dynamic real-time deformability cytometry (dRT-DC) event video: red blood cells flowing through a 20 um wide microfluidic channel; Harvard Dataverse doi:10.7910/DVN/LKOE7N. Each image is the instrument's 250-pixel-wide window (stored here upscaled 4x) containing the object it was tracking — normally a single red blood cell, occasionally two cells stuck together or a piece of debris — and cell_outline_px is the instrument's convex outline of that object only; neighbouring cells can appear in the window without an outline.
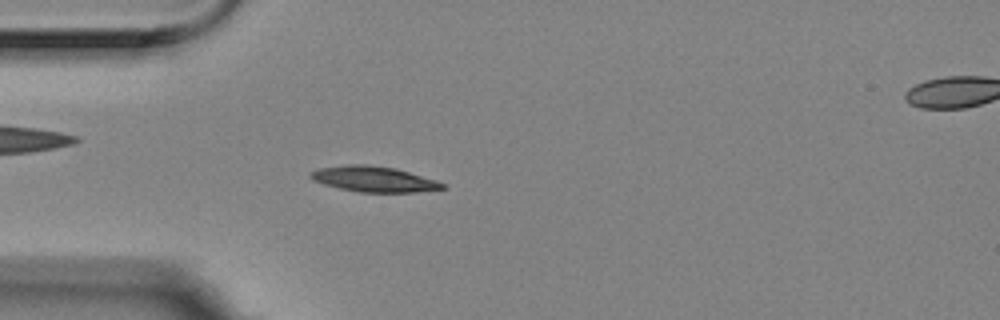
{"species": "Egyptian fruit bat (a non-hibernating species)", "species_latin": "Rousettus aegyptiacus", "temperature_condition": "room temperature", "stored_images_in_passage": 5, "segment_of_instrument_passage": [1, 2], "camera_frame_rate_fps": 3000, "um_per_image_px": 0.085, "animal": {"sex": "female"}, "frame": {"image": 1, "passage_image": 4, "time_ms": 1.0, "image_size_px": [1000, 320], "cell_outline_px": [[448, 188], [416, 192], [360, 192], [340, 188], [324, 184], [312, 180], [308, 176], [308, 172], [320, 168], [344, 164], [368, 164], [396, 168], [436, 180], [444, 184]], "centroid_in_image_um": [31.75, 15.21], "position_along_channel_um": 53.2, "area_um2": 19.77}}